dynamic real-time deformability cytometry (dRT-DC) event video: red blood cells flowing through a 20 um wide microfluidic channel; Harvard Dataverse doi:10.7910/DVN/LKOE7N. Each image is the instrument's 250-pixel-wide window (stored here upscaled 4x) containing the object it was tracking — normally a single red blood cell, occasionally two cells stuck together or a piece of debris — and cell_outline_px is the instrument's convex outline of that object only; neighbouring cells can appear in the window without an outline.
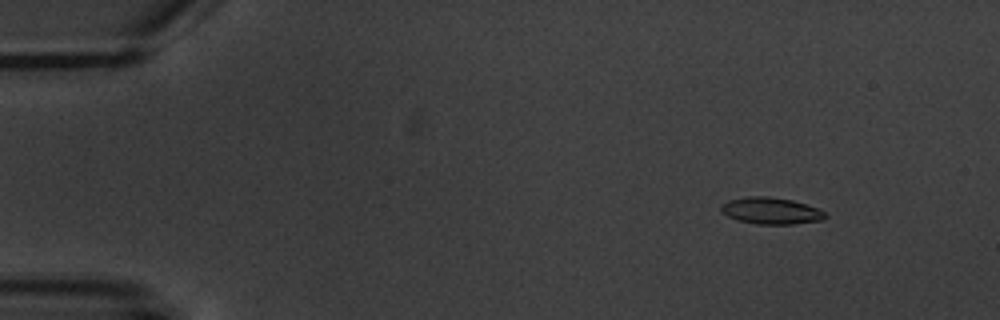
{"species": "common noctule bat (a hibernating species)", "species_latin": "Nyctalus noctula", "temperature_condition": "warm", "stored_images_in_passage": 4, "camera_frame_rate_fps": 3000, "um_per_image_px": 0.085, "animal": {"sex": "male", "body_mass_g": 20.1, "forearm_length_mm": 53.5}, "frame": {"image": 1, "passage_image": 2, "time_ms": 1.0, "image_size_px": [1000, 320], "cell_outline_px": [[828, 216], [824, 220], [792, 224], [756, 224], [736, 220], [728, 216], [720, 208], [720, 204], [728, 200], [748, 196], [768, 196], [792, 200], [816, 208], [824, 212]], "centroid_in_image_um": [65.52, 17.92], "position_along_channel_um": 19.5, "area_um2": 16.18}}